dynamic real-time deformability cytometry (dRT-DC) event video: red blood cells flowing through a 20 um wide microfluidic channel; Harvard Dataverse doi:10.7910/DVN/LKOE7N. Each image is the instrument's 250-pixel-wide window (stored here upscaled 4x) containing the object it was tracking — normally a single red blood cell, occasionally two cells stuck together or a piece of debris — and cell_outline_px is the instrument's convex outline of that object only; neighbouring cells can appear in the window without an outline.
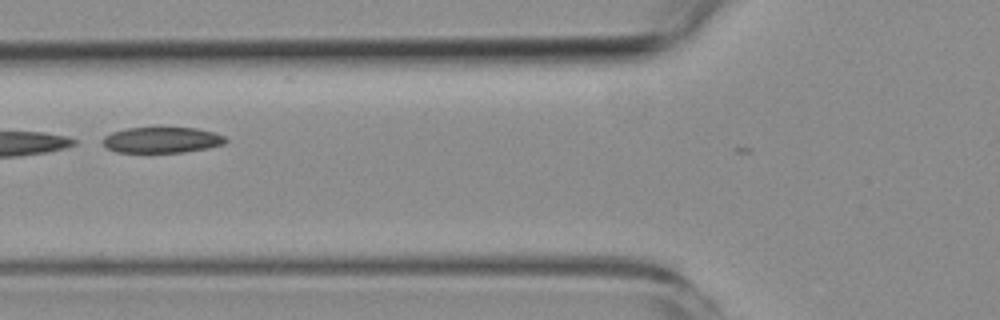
{"species": "common noctule bat (a hibernating species)", "species_latin": "Nyctalus noctula", "temperature_condition": "room temperature", "stored_images_in_passage": 3, "camera_frame_rate_fps": 3000, "um_per_image_px": 0.085, "animal": {"sex": "female", "body_mass_g": 19.3, "forearm_length_mm": 54.1}, "frame": {"image": 1, "passage_image": 2, "time_ms": 1.333, "image_size_px": [1000, 320], "cell_outline_px": [[228, 140], [224, 144], [208, 148], [184, 152], [116, 152], [108, 148], [100, 140], [104, 136], [112, 132], [128, 128], [196, 128], [212, 132], [224, 136]], "centroid_in_image_um": [13.75, 11.9], "position_along_channel_um": 112.0, "area_um2": 18.38}}